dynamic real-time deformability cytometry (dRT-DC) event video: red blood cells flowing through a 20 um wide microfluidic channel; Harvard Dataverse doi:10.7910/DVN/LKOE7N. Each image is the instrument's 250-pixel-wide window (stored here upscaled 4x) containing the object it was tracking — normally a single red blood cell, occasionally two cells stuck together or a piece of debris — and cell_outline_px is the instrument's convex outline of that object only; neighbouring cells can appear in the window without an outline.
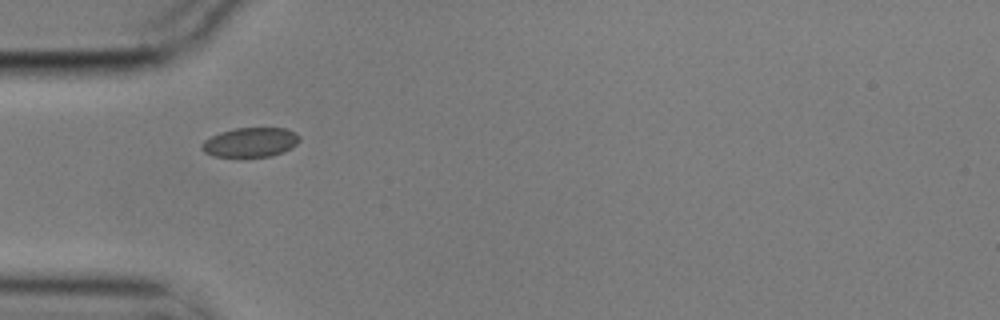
{"species": "common noctule bat (a hibernating species)", "species_latin": "Nyctalus noctula", "temperature_condition": "cold", "stored_images_in_passage": 2, "camera_frame_rate_fps": 3000, "um_per_image_px": 0.085, "animal": {"sex": "male", "body_mass_g": 17.9}, "frame": {"image": 1, "passage_image": 1, "time_ms": 0.0, "image_size_px": [1000, 320], "cell_outline_px": [[300, 140], [292, 148], [284, 152], [272, 156], [244, 160], [240, 160], [212, 156], [204, 152], [200, 148], [200, 144], [204, 140], [220, 132], [236, 128], [284, 128], [296, 132], [300, 136]], "centroid_in_image_um": [21.26, 12.16], "position_along_channel_um": 63.7, "area_um2": 17.74}}
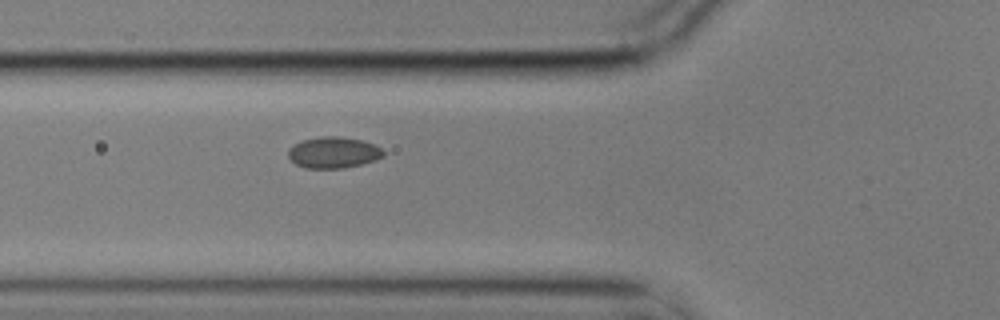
{"frame": {"image": 2, "passage_image": 2, "time_ms": 0.333, "image_size_px": [1000, 320], "cell_outline_px": [[384, 156], [376, 160], [344, 168], [304, 168], [296, 164], [288, 156], [288, 148], [304, 140], [320, 136], [340, 136], [360, 140], [372, 144], [380, 148], [384, 152]], "centroid_in_image_um": [28.33, 12.97], "position_along_channel_um": 97.5, "area_um2": 17.17}}